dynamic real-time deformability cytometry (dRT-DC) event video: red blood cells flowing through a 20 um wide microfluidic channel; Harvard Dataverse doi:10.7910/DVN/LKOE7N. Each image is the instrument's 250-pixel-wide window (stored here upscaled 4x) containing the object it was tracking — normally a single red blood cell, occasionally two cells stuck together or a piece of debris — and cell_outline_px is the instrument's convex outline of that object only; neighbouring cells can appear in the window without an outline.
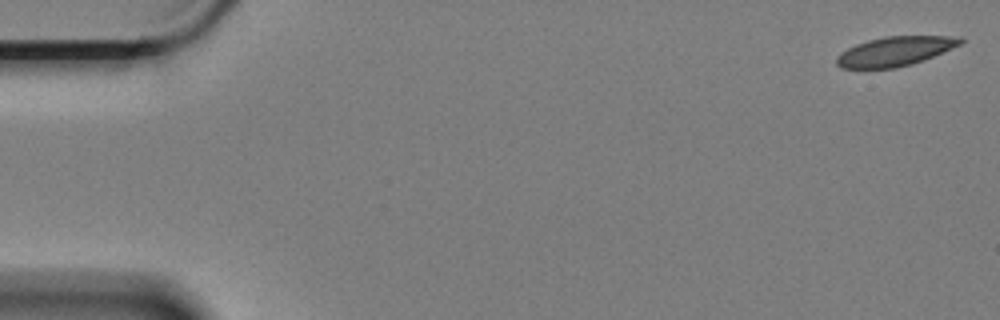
{"species": "Egyptian fruit bat (a non-hibernating species)", "species_latin": "Rousettus aegyptiacus", "temperature_condition": "cold", "stored_images_in_passage": 18, "camera_frame_rate_fps": 3000, "um_per_image_px": 0.085, "animal": {"sex": "female"}, "frame": {"image": 1, "passage_image": 1, "time_ms": 0.0, "image_size_px": [1000, 320], "cell_outline_px": [[964, 40], [960, 44], [952, 48], [912, 64], [892, 68], [840, 68], [836, 64], [836, 56], [840, 52], [856, 44], [868, 40], [884, 36], [960, 36]], "centroid_in_image_um": [76.04, 4.35], "position_along_channel_um": 9.0, "area_um2": 21.04}}